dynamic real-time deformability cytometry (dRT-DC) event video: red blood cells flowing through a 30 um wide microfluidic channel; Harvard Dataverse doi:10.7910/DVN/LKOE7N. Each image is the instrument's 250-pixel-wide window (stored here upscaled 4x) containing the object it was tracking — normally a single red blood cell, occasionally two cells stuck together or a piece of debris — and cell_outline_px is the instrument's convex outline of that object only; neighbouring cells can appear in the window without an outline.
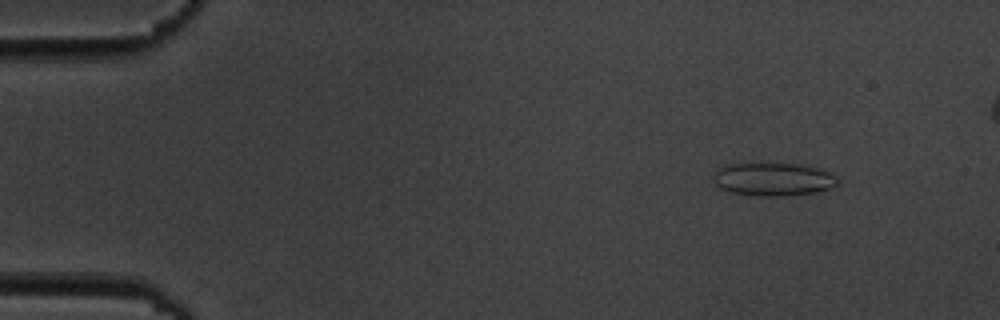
{"species": "common noctule bat (a hibernating species)", "species_latin": "Nyctalus noctula", "temperature_condition": "cold", "stored_images_in_passage": 5, "camera_frame_rate_fps": 3000, "um_per_image_px": 0.085, "animal": {"sex": "male", "body_mass_g": 19.5, "forearm_length_mm": 54.6}, "frame": {"image": 1, "passage_image": 2, "time_ms": 1.0, "image_size_px": [1000, 320], "cell_outline_px": [[840, 184], [832, 188], [816, 192], [784, 196], [756, 196], [732, 192], [720, 188], [712, 180], [712, 176], [720, 168], [728, 164], [800, 164], [820, 168], [832, 172], [840, 180]], "centroid_in_image_um": [65.8, 15.24], "position_along_channel_um": 19.2, "area_um2": 24.22}}